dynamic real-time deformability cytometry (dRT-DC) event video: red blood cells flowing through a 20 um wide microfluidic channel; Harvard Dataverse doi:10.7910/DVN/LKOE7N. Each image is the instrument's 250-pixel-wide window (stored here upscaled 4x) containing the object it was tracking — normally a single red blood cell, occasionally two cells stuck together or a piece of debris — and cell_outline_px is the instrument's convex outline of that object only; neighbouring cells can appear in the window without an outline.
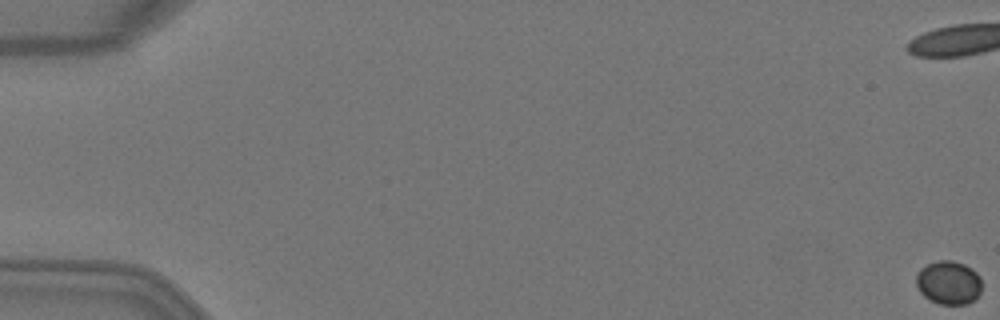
{"species": "Egyptian fruit bat (a non-hibernating species)", "species_latin": "Rousettus aegyptiacus", "temperature_condition": "warm", "stored_images_in_passage": 8, "camera_frame_rate_fps": 3000, "um_per_image_px": 0.085, "animal": {"sex": "female"}, "frame": {"image": 1, "passage_image": 1, "time_ms": 0.0, "image_size_px": [1000, 320], "cell_outline_px": [[980, 292], [968, 304], [940, 304], [924, 296], [920, 292], [916, 284], [916, 276], [920, 268], [928, 264], [940, 260], [952, 260], [964, 264], [972, 268], [980, 276]], "centroid_in_image_um": [80.62, 24.01], "position_along_channel_um": 4.4, "area_um2": 16.53}}